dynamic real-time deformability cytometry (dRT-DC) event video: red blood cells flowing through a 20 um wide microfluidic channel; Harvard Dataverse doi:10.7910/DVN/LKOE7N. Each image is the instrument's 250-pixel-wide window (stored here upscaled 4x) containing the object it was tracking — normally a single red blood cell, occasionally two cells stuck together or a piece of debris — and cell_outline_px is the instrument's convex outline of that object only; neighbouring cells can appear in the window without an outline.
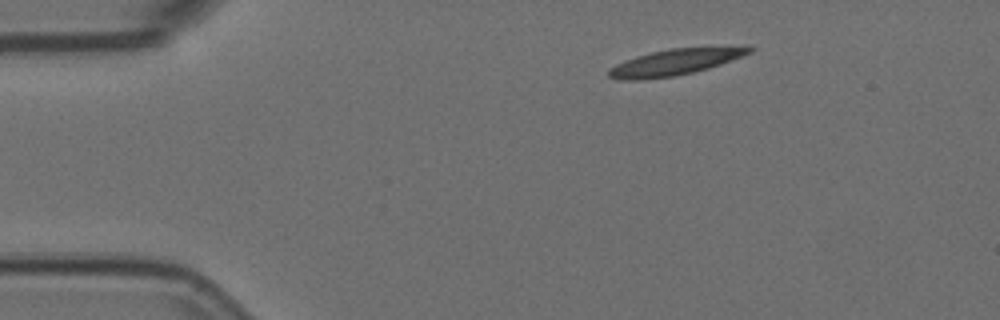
{"species": "Egyptian fruit bat (a non-hibernating species)", "species_latin": "Rousettus aegyptiacus", "temperature_condition": "room temperature", "stored_images_in_passage": 2, "camera_frame_rate_fps": 3000, "um_per_image_px": 0.085, "animal": {"sex": "female"}, "frame": {"image": 1, "passage_image": 1, "time_ms": 0.0, "image_size_px": [1000, 320], "cell_outline_px": [[756, 48], [752, 52], [720, 64], [708, 68], [676, 76], [636, 80], [620, 80], [608, 76], [608, 68], [624, 60], [636, 56], [668, 48]], "centroid_in_image_um": [57.22, 5.31], "position_along_channel_um": 27.8, "area_um2": 20.81}}